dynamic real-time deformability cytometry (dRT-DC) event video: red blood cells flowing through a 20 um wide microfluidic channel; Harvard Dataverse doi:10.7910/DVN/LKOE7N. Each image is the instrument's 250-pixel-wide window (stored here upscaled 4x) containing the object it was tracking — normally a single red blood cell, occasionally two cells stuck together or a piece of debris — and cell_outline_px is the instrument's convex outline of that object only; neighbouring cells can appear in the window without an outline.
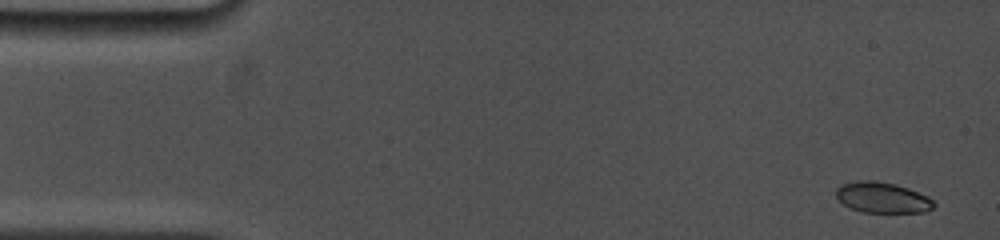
{"species": "common noctule bat (a hibernating species)", "species_latin": "Nyctalus noctula", "temperature_condition": "cold", "stored_images_in_passage": 13, "camera_frame_rate_fps": 5000, "um_per_image_px": 0.085, "animal": {"sex": "female", "body_mass_g": 19.0, "forearm_length_mm": 53.3}, "frame": {"image": 1, "passage_image": 2, "time_ms": 0.6, "image_size_px": [1000, 240], "cell_outline_px": [[936, 204], [928, 212], [864, 212], [852, 208], [844, 204], [836, 196], [836, 188], [840, 184], [856, 180], [876, 180], [896, 184], [908, 188], [928, 196]], "centroid_in_image_um": [75.01, 16.77], "position_along_channel_um": 10.0, "area_um2": 17.57}}
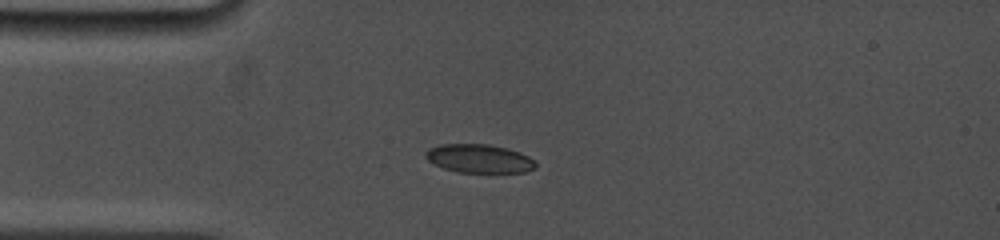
{"frame": {"image": 2, "passage_image": 9, "time_ms": 4.2, "image_size_px": [1000, 240], "cell_outline_px": [[536, 168], [524, 172], [456, 172], [444, 168], [428, 160], [424, 156], [424, 152], [428, 148], [440, 144], [488, 144], [520, 152], [528, 156], [536, 164]], "centroid_in_image_um": [40.69, 13.47], "position_along_channel_um": 44.3, "area_um2": 18.21}}
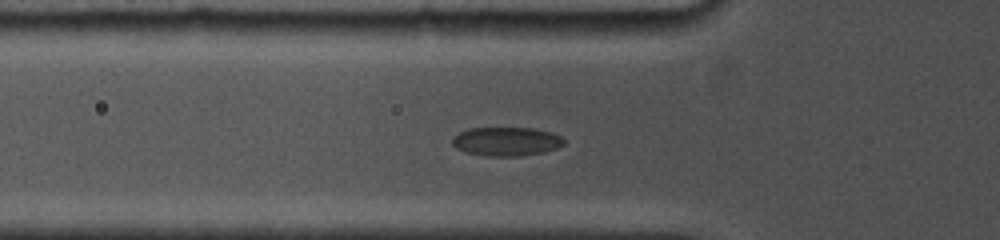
{"frame": {"image": 3, "passage_image": 12, "time_ms": 5.6, "image_size_px": [1000, 240], "cell_outline_px": [[564, 144], [556, 148], [544, 152], [520, 156], [484, 156], [468, 152], [456, 148], [452, 144], [452, 136], [468, 128], [532, 128], [552, 132], [560, 136], [564, 140]], "centroid_in_image_um": [43.03, 12.02], "position_along_channel_um": 82.8, "area_um2": 18.79}}